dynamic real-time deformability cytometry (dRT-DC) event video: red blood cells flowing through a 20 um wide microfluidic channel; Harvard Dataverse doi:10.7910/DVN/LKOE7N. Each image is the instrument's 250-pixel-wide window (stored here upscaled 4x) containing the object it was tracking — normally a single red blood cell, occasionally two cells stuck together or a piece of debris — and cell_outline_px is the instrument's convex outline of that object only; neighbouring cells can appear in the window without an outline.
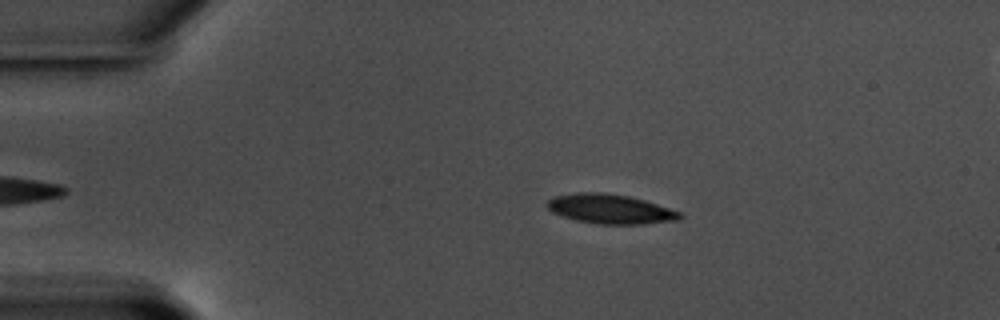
{"species": "common noctule bat (a hibernating species)", "species_latin": "Nyctalus noctula", "temperature_condition": "warm", "stored_images_in_passage": 48, "camera_frame_rate_fps": 3000, "um_per_image_px": 0.085, "animal": {"sex": "male", "body_mass_g": 17.5, "forearm_length_mm": 52.3}, "frame": {"image": 1, "passage_image": 10, "time_ms": 3.0, "image_size_px": [1000, 320], "cell_outline_px": [[684, 216], [680, 220], [644, 224], [596, 224], [576, 220], [552, 212], [544, 204], [552, 196], [576, 192], [604, 192], [628, 196], [644, 200], [684, 212]], "centroid_in_image_um": [51.9, 17.76], "position_along_channel_um": 33.1, "area_um2": 23.18}}
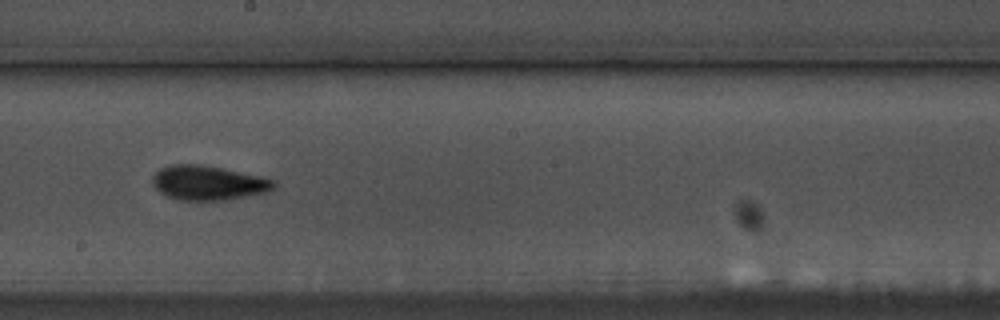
{"frame": {"image": 2, "passage_image": 31, "time_ms": 10.0, "image_size_px": [1000, 320], "cell_outline_px": [[276, 184], [268, 192], [228, 200], [180, 200], [168, 196], [160, 192], [152, 184], [152, 176], [160, 168], [168, 164], [200, 164], [224, 168], [276, 180]], "centroid_in_image_um": [17.69, 15.53], "position_along_channel_um": 230.5, "area_um2": 24.51}}
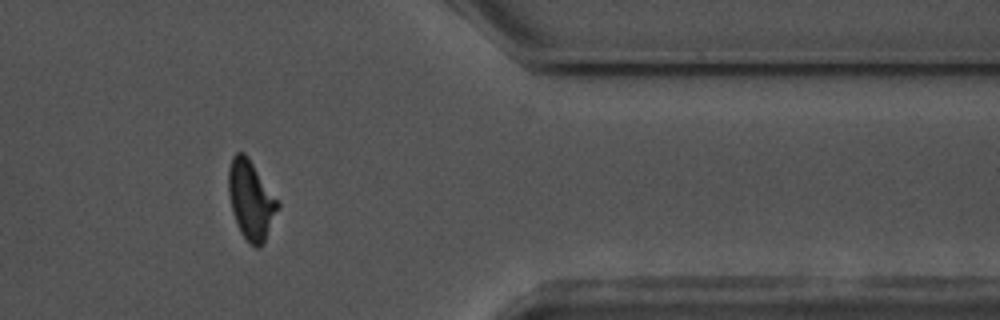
{"frame": {"image": 3, "passage_image": 46, "time_ms": 15.0, "image_size_px": [1000, 320], "cell_outline_px": [[280, 204], [264, 244], [260, 248], [256, 248], [248, 244], [240, 232], [232, 212], [228, 192], [228, 168], [232, 156], [236, 152], [244, 152], [248, 156]], "centroid_in_image_um": [21.31, 17.02], "position_along_channel_um": 390.1, "area_um2": 22.83}, "authors_computed_cell_mechanics": {"area_um2": 22.7154, "velocity_mm_per_s": 3.5459, "shape_relaxation_time_tau1_ms": 4.3921, "shape_relaxation_time_tau2_ms": 3.0825, "deformation_change_tau1": 0.148, "deformation_change_tau2": 0.0978}}